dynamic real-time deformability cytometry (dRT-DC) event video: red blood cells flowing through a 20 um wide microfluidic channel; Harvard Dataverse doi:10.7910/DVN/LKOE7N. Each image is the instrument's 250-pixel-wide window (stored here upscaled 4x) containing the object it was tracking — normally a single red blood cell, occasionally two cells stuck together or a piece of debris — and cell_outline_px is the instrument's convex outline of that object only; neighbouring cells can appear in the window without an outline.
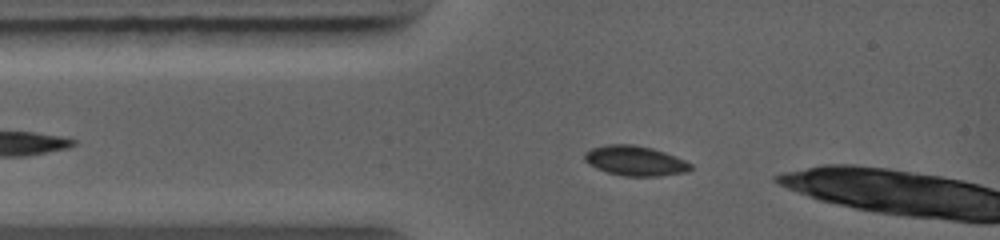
{"species": "common noctule bat (a hibernating species)", "species_latin": "Nyctalus noctula", "temperature_condition": "warm", "stored_images_in_passage": 8, "camera_frame_rate_fps": 5000, "um_per_image_px": 0.085, "animal": {"sex": "female", "body_mass_g": 19.0, "forearm_length_mm": 56.7}, "frame": {"image": 1, "passage_image": 1, "time_ms": 0.0, "image_size_px": [1000, 240], "cell_outline_px": [[692, 168], [688, 172], [660, 176], [624, 176], [608, 172], [596, 168], [588, 164], [584, 160], [584, 152], [592, 148], [604, 144], [632, 144], [652, 148], [664, 152], [684, 160], [692, 164]], "centroid_in_image_um": [53.97, 13.66], "position_along_channel_um": 31.0, "area_um2": 18.55}}
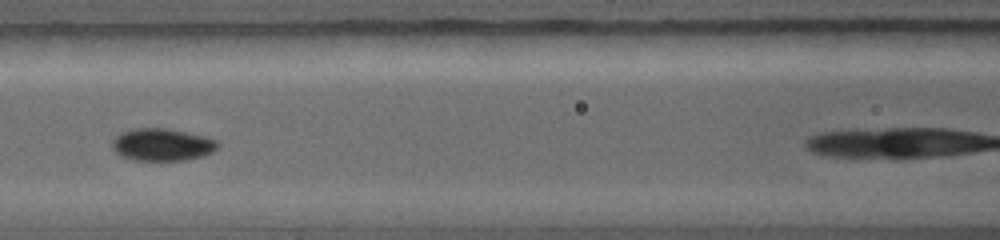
{"frame": {"image": 2, "passage_image": 5, "time_ms": 2.8, "image_size_px": [1000, 240], "cell_outline_px": [[220, 144], [212, 152], [204, 156], [184, 160], [132, 160], [120, 156], [112, 148], [112, 140], [120, 132], [132, 128], [164, 128], [204, 136], [216, 140]], "centroid_in_image_um": [13.75, 12.3], "position_along_channel_um": 152.9, "area_um2": 19.94}}
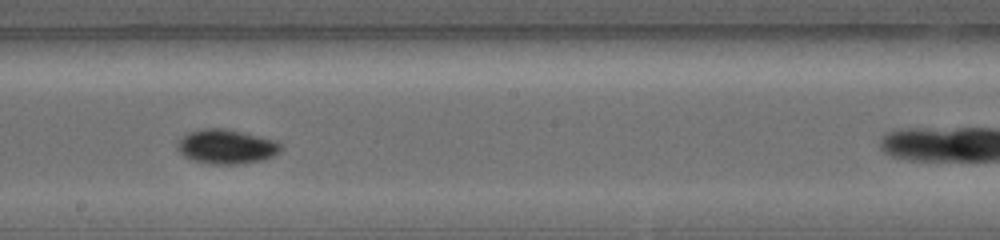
{"frame": {"image": 3, "passage_image": 7, "time_ms": 4.4, "image_size_px": [1000, 240], "cell_outline_px": [[284, 148], [280, 152], [264, 160], [236, 164], [208, 164], [192, 160], [184, 156], [176, 148], [176, 144], [188, 132], [204, 128], [224, 128], [244, 132], [272, 140], [284, 144]], "centroid_in_image_um": [19.25, 12.47], "position_along_channel_um": 228.9, "area_um2": 20.87}}